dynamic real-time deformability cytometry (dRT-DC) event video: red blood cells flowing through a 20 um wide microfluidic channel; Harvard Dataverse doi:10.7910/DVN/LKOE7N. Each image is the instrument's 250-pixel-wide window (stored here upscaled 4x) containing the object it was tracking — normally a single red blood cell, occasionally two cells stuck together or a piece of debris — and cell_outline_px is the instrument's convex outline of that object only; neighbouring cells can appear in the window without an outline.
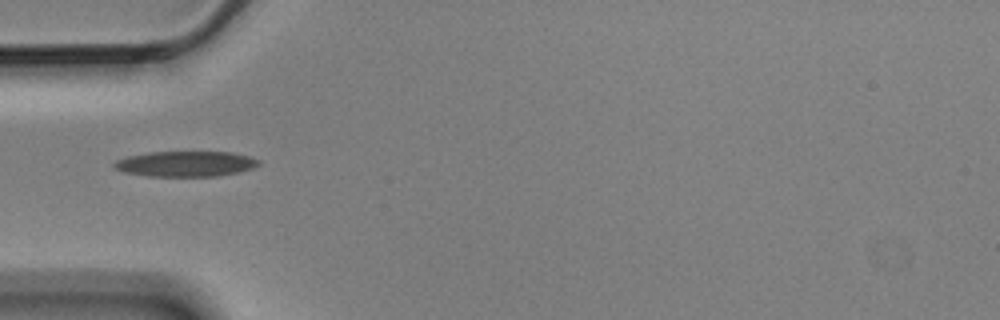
{"species": "Egyptian fruit bat (a non-hibernating species)", "species_latin": "Rousettus aegyptiacus", "temperature_condition": "cold", "stored_images_in_passage": 2, "camera_frame_rate_fps": 3000, "um_per_image_px": 0.085, "animal": {"sex": "male"}, "frame": {"image": 1, "passage_image": 1, "time_ms": 0.0, "image_size_px": [1000, 320], "cell_outline_px": [[260, 164], [252, 168], [236, 172], [216, 176], [148, 176], [124, 172], [112, 168], [112, 164], [116, 160], [128, 156], [148, 152], [232, 152], [248, 156], [260, 160]], "centroid_in_image_um": [15.73, 13.92], "position_along_channel_um": 69.3, "area_um2": 21.39}}
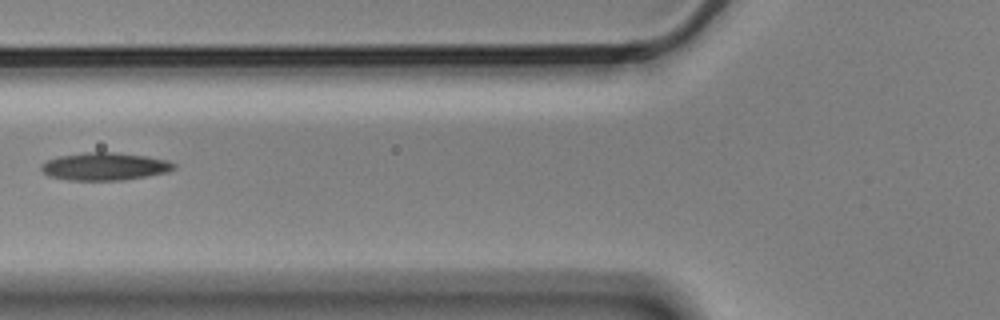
{"frame": {"image": 2, "passage_image": 2, "time_ms": 0.333, "image_size_px": [1000, 320], "cell_outline_px": [[176, 168], [168, 172], [120, 180], [68, 180], [48, 176], [40, 168], [40, 164], [48, 160], [60, 156], [88, 152], [116, 152], [148, 156], [168, 160], [176, 164]], "centroid_in_image_um": [8.92, 14.14], "position_along_channel_um": 116.9, "area_um2": 21.39}}